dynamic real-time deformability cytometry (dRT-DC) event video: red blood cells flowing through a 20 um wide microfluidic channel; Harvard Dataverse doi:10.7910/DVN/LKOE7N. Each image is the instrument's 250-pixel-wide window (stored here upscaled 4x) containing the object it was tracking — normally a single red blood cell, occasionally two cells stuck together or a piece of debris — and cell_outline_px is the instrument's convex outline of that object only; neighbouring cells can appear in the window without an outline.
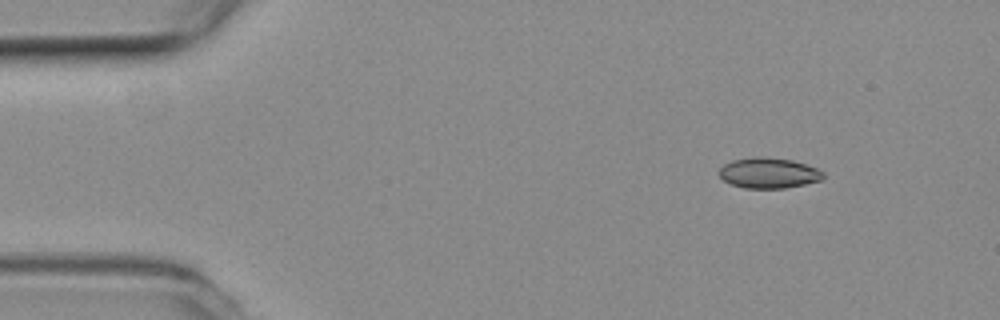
{"species": "common noctule bat (a hibernating species)", "species_latin": "Nyctalus noctula", "temperature_condition": "room temperature", "stored_images_in_passage": 5, "camera_frame_rate_fps": 3000, "um_per_image_px": 0.085, "animal": {"sex": "female", "body_mass_g": 19.3, "forearm_length_mm": 54.1}, "frame": {"image": 1, "passage_image": 1, "time_ms": 0.0, "image_size_px": [1000, 320], "cell_outline_px": [[824, 176], [820, 180], [804, 184], [784, 188], [744, 188], [732, 184], [724, 180], [716, 172], [724, 164], [732, 160], [756, 156], [764, 156], [792, 160], [816, 168], [824, 172]], "centroid_in_image_um": [65.3, 14.69], "position_along_channel_um": 19.7, "area_um2": 18.5}}
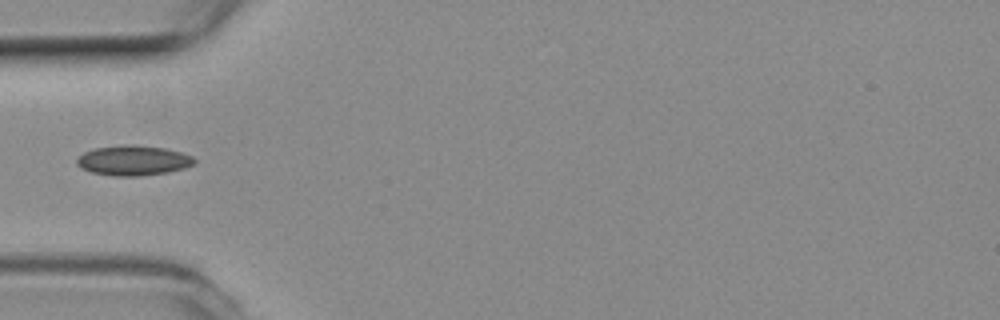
{"frame": {"image": 2, "passage_image": 4, "time_ms": 1.0, "image_size_px": [1000, 320], "cell_outline_px": [[196, 164], [184, 168], [168, 172], [140, 176], [112, 176], [92, 172], [80, 168], [76, 164], [76, 160], [84, 152], [96, 148], [128, 144], [164, 148], [180, 152], [192, 156], [196, 160]], "centroid_in_image_um": [11.33, 13.65], "position_along_channel_um": 73.7, "area_um2": 20.52}}
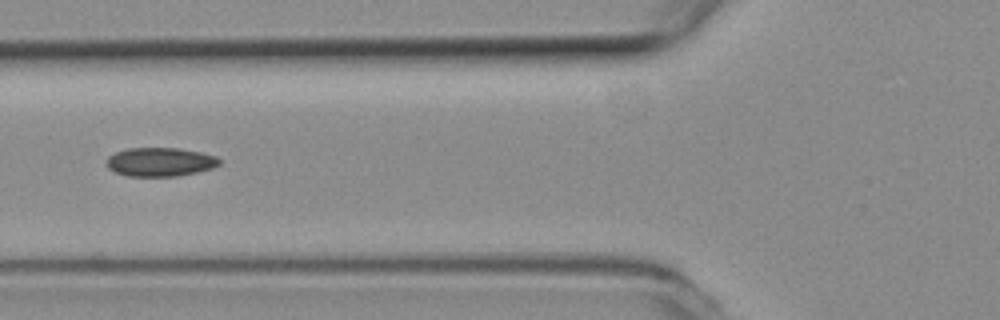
{"frame": {"image": 3, "passage_image": 5, "time_ms": 1.333, "image_size_px": [1000, 320], "cell_outline_px": [[220, 164], [212, 168], [196, 172], [176, 176], [128, 176], [116, 172], [108, 168], [104, 164], [104, 160], [108, 156], [116, 152], [128, 148], [180, 148], [200, 152], [216, 156], [220, 160]], "centroid_in_image_um": [13.57, 13.76], "position_along_channel_um": 112.2, "area_um2": 19.02}}